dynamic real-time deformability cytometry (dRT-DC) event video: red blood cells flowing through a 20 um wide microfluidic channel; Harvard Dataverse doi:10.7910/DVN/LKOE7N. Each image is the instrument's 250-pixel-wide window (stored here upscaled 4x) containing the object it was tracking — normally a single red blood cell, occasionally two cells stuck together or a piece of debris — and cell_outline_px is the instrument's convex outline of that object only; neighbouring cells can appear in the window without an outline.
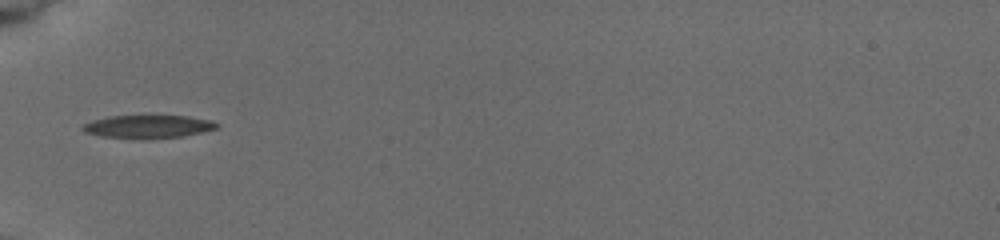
{"species": "common noctule bat (a hibernating species)", "species_latin": "Nyctalus noctula", "temperature_condition": "cold", "stored_images_in_passage": 7, "segment_of_instrument_passage": [2, 2], "camera_frame_rate_fps": 3000, "um_per_image_px": 0.085, "animal": {"sex": "female", "body_mass_g": 19.5, "forearm_length_mm": 54.1}, "frame": {"image": 1, "passage_image": 7, "time_ms": 7.0, "image_size_px": [1000, 240], "cell_outline_px": [[220, 124], [216, 128], [184, 136], [148, 140], [144, 140], [100, 136], [84, 132], [80, 128], [84, 124], [92, 120], [108, 116], [188, 116], [212, 120]], "centroid_in_image_um": [12.56, 10.78], "position_along_channel_um": 72.4, "area_um2": 18.32}}